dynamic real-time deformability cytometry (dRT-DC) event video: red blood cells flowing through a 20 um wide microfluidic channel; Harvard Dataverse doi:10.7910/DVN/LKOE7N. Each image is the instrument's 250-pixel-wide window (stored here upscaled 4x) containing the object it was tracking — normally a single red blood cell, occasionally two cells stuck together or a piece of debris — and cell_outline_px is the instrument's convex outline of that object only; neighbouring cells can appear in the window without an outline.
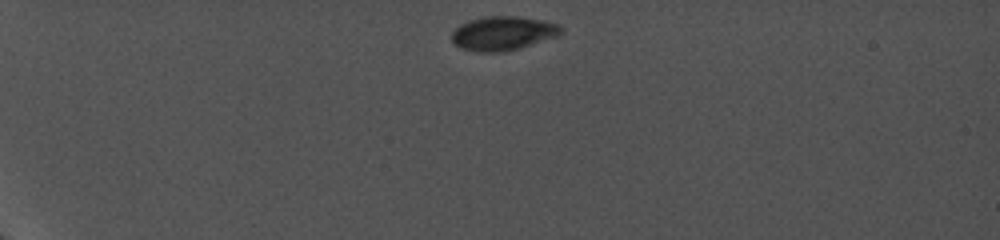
{"species": "common noctule bat (a hibernating species)", "species_latin": "Nyctalus noctula", "temperature_condition": "cold", "stored_images_in_passage": 10, "camera_frame_rate_fps": 5000, "um_per_image_px": 0.085, "animal": {"sex": "female", "body_mass_g": 19.0, "forearm_length_mm": 56.7}, "frame": {"image": 1, "passage_image": 1, "time_ms": 0.0, "image_size_px": [1000, 240], "cell_outline_px": [[564, 32], [560, 36], [520, 48], [500, 52], [480, 52], [460, 48], [452, 40], [452, 32], [460, 24], [468, 20], [484, 16], [516, 16], [544, 20], [560, 24], [564, 28]], "centroid_in_image_um": [42.81, 2.82], "position_along_channel_um": 42.2, "area_um2": 22.02}}
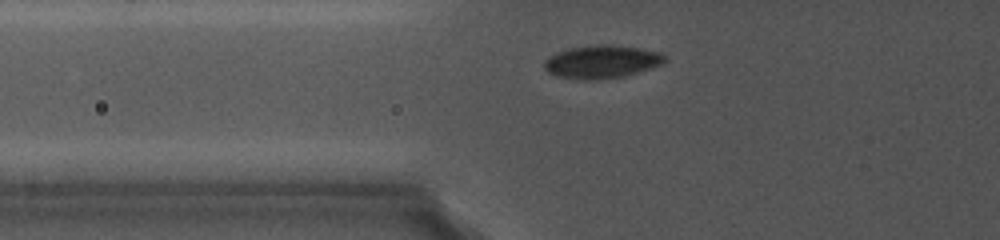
{"frame": {"image": 2, "passage_image": 9, "time_ms": 2.8, "image_size_px": [1000, 240], "cell_outline_px": [[668, 60], [660, 64], [624, 76], [600, 80], [576, 80], [556, 76], [548, 72], [544, 68], [544, 60], [548, 56], [556, 52], [568, 48], [592, 44], [612, 44], [640, 48], [660, 52], [668, 56]], "centroid_in_image_um": [51.11, 5.24], "position_along_channel_um": 74.7, "area_um2": 23.64}}